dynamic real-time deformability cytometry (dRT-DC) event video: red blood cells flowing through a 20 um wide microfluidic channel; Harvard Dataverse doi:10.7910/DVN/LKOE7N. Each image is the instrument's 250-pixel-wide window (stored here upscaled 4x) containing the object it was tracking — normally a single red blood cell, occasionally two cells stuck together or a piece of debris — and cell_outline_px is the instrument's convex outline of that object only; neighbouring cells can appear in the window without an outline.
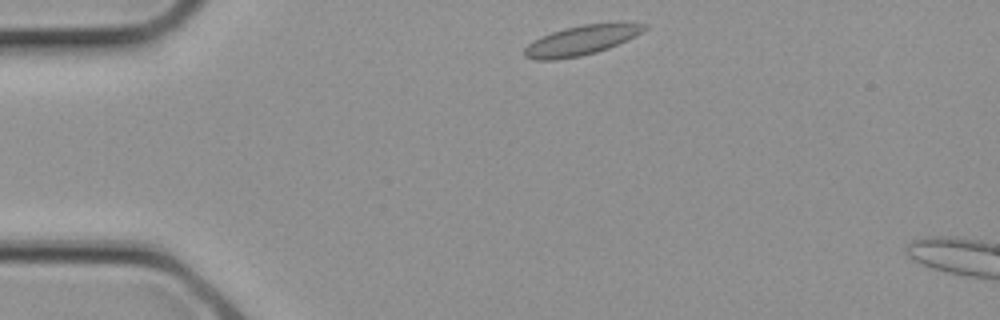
{"species": "common noctule bat (a hibernating species)", "species_latin": "Nyctalus noctula", "temperature_condition": "cold", "stored_images_in_passage": 2, "camera_frame_rate_fps": 3000, "um_per_image_px": 0.085, "animal": {"sex": "female", "body_mass_g": 21.9}, "frame": {"image": 1, "passage_image": 1, "time_ms": 0.0, "image_size_px": [1000, 320], "cell_outline_px": [[648, 28], [636, 36], [628, 40], [608, 48], [596, 52], [580, 56], [556, 60], [536, 60], [524, 56], [524, 48], [532, 40], [552, 32], [564, 28], [584, 24], [648, 24]], "centroid_in_image_um": [49.36, 3.45], "position_along_channel_um": 35.6, "area_um2": 20.46}}